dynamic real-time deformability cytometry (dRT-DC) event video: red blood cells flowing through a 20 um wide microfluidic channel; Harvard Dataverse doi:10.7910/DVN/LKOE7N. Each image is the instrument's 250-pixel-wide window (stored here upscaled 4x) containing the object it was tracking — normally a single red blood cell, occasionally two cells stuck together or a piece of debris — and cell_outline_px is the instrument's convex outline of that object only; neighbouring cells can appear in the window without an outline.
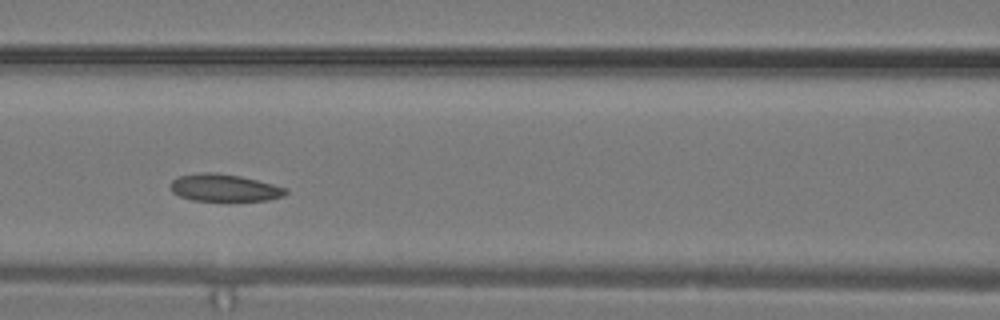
{"species": "common noctule bat (a hibernating species)", "species_latin": "Nyctalus noctula", "temperature_condition": "warm", "stored_images_in_passage": 10, "camera_frame_rate_fps": 3000, "um_per_image_px": 0.085, "animal": {"sex": "male", "body_mass_g": 19.2, "forearm_length_mm": 51.8}, "frame": {"image": 1, "passage_image": 5, "time_ms": 1.333, "image_size_px": [1000, 320], "cell_outline_px": [[288, 192], [284, 196], [268, 200], [192, 200], [180, 196], [172, 192], [168, 184], [172, 180], [180, 176], [204, 172], [216, 172], [240, 176], [288, 188]], "centroid_in_image_um": [19.05, 15.95], "position_along_channel_um": 147.5, "area_um2": 18.21}}
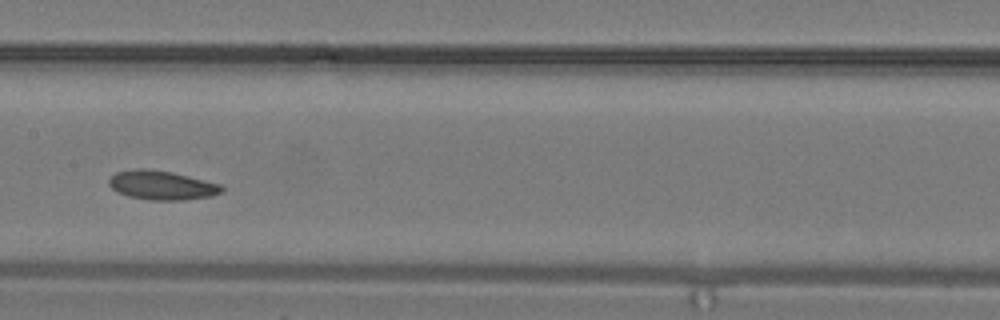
{"frame": {"image": 2, "passage_image": 7, "time_ms": 2.0, "image_size_px": [1000, 320], "cell_outline_px": [[224, 188], [220, 192], [212, 196], [184, 200], [152, 200], [128, 196], [112, 188], [108, 184], [108, 180], [116, 172], [136, 168], [144, 168], [172, 172], [220, 184]], "centroid_in_image_um": [13.74, 15.74], "position_along_channel_um": 193.7, "area_um2": 18.96}}
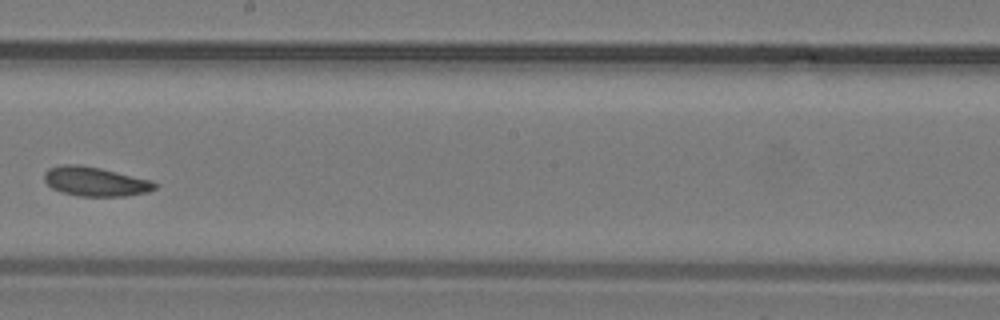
{"frame": {"image": 3, "passage_image": 9, "time_ms": 2.667, "image_size_px": [1000, 320], "cell_outline_px": [[156, 188], [148, 192], [128, 196], [80, 196], [64, 192], [52, 188], [44, 180], [44, 172], [48, 168], [60, 164], [76, 164], [100, 168], [152, 180], [156, 184]], "centroid_in_image_um": [8.1, 15.42], "position_along_channel_um": 240.1, "area_um2": 18.84}}